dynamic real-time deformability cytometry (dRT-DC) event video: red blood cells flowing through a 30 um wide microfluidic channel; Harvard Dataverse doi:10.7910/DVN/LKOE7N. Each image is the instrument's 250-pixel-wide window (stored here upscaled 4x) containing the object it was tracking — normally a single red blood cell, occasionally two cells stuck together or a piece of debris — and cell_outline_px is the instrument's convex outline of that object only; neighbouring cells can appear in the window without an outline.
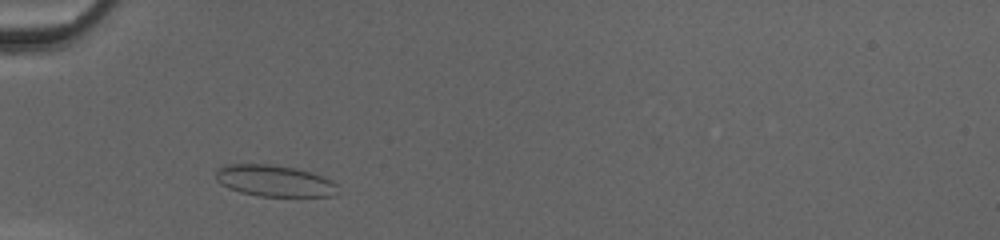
{"species": "common noctule bat (a hibernating species)", "species_latin": "Nyctalus noctula", "temperature_condition": "cold", "stored_images_in_passage": 27, "camera_frame_rate_fps": 3000, "um_per_image_px": 0.085, "animal": {"sex": "female", "body_mass_g": 20.0, "forearm_length_mm": 54.0}, "frame": {"image": 1, "passage_image": 2, "time_ms": 0.333, "image_size_px": [1000, 240], "cell_outline_px": [[336, 196], [260, 196], [240, 192], [216, 180], [216, 172], [224, 164], [272, 164], [292, 168], [308, 172], [332, 180], [336, 184]], "centroid_in_image_um": [23.32, 15.37], "position_along_channel_um": 61.7, "area_um2": 21.91}}
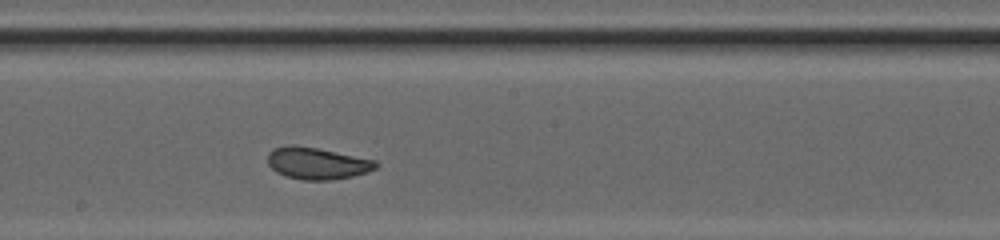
{"frame": {"image": 2, "passage_image": 14, "time_ms": 4.333, "image_size_px": [1000, 240], "cell_outline_px": [[380, 164], [376, 168], [368, 172], [352, 176], [332, 180], [300, 180], [284, 176], [276, 172], [268, 164], [268, 152], [272, 148], [316, 148], [376, 160]], "centroid_in_image_um": [27.0, 13.93], "position_along_channel_um": 221.2, "area_um2": 19.59}}
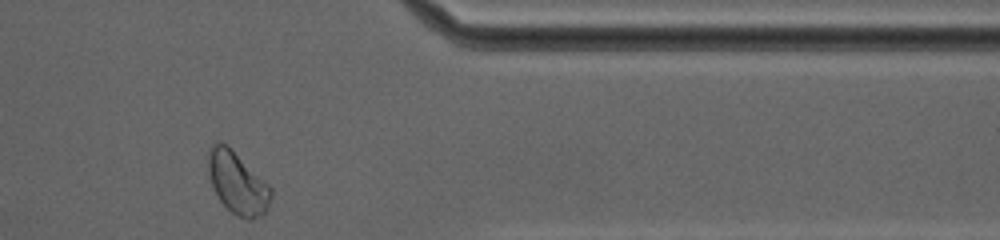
{"frame": {"image": 3, "passage_image": 27, "time_ms": 8.667, "image_size_px": [1000, 240], "cell_outline_px": [[272, 196], [268, 208], [260, 216], [252, 220], [248, 220], [232, 212], [220, 200], [212, 184], [208, 172], [208, 156], [212, 144], [228, 144], [272, 188]], "centroid_in_image_um": [20.21, 15.55], "position_along_channel_um": 391.2, "area_um2": 22.37}, "authors_computed_cell_mechanics": {"area_um2": 20.0566, "velocity_mm_per_s": 4.1938, "shape_relaxation_time_tau1_ms": null, "shape_relaxation_time_tau2_ms": 0.8887, "deformation_change_tau1": null, "deformation_change_tau2": 0.0603}}